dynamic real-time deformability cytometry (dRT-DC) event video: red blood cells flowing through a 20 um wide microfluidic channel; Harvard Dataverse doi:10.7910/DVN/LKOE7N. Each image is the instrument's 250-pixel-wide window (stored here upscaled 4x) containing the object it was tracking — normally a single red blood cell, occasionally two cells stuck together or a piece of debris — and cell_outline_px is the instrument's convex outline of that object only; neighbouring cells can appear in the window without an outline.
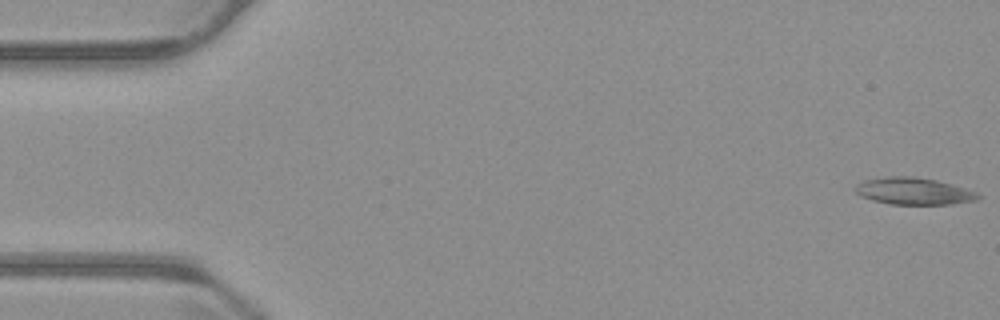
{"species": "common noctule bat (a hibernating species)", "species_latin": "Nyctalus noctula", "temperature_condition": "warm", "stored_images_in_passage": 55, "camera_frame_rate_fps": 3000, "um_per_image_px": 0.085, "animal": {"sex": "male", "body_mass_g": 23.1, "forearm_length_mm": 52.7}, "frame": {"image": 1, "passage_image": 1, "time_ms": 0.0, "image_size_px": [1000, 320], "cell_outline_px": [[980, 196], [976, 200], [948, 204], [888, 204], [872, 200], [860, 196], [856, 192], [856, 184], [864, 180], [888, 176], [912, 176], [936, 180], [952, 184], [976, 192]], "centroid_in_image_um": [77.62, 16.24], "position_along_channel_um": 7.4, "area_um2": 19.13}}
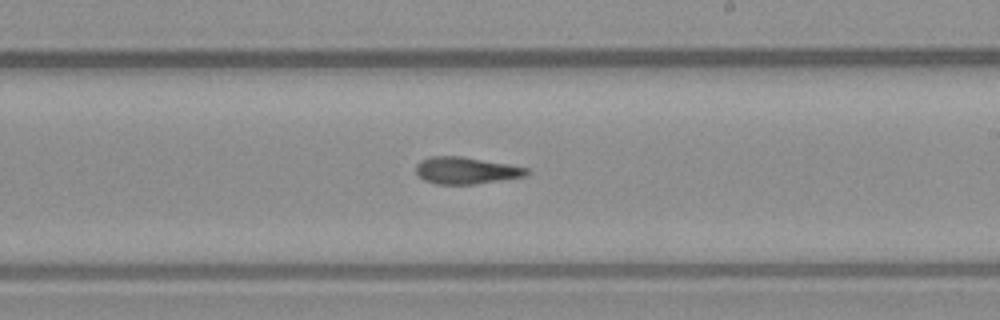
{"frame": {"image": 2, "passage_image": 32, "time_ms": 10.333, "image_size_px": [1000, 320], "cell_outline_px": [[532, 172], [524, 176], [472, 184], [436, 184], [424, 180], [416, 172], [416, 164], [420, 160], [428, 156], [460, 156], [508, 164], [528, 168]], "centroid_in_image_um": [39.58, 14.48], "position_along_channel_um": 249.4, "area_um2": 17.22}}
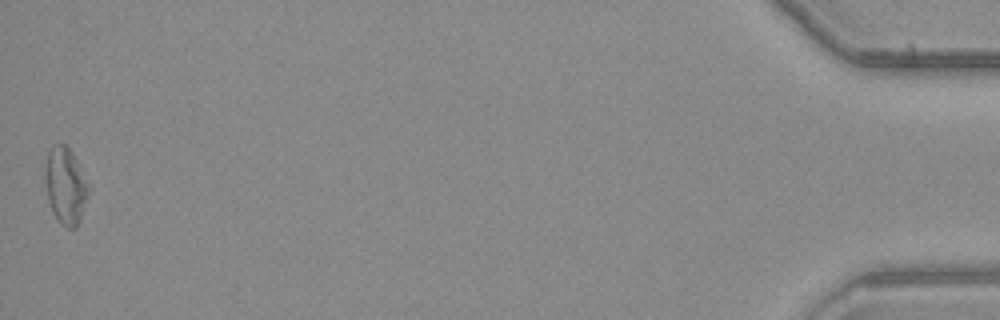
{"frame": {"image": 3, "passage_image": 55, "time_ms": 18.0, "image_size_px": [1000, 320], "cell_outline_px": [[92, 188], [80, 220], [76, 228], [68, 228], [60, 224], [52, 212], [48, 200], [44, 176], [44, 168], [48, 152], [52, 144], [64, 144], [72, 152]], "centroid_in_image_um": [5.59, 15.8], "position_along_channel_um": 429.6, "area_um2": 19.88}, "authors_computed_cell_mechanics": {"area_um2": 17.8602, "velocity_mm_per_s": 3.7295, "shape_relaxation_time_tau1_ms": null, "shape_relaxation_time_tau2_ms": 7.8712, "deformation_change_tau1": null, "deformation_change_tau2": 0.193}}